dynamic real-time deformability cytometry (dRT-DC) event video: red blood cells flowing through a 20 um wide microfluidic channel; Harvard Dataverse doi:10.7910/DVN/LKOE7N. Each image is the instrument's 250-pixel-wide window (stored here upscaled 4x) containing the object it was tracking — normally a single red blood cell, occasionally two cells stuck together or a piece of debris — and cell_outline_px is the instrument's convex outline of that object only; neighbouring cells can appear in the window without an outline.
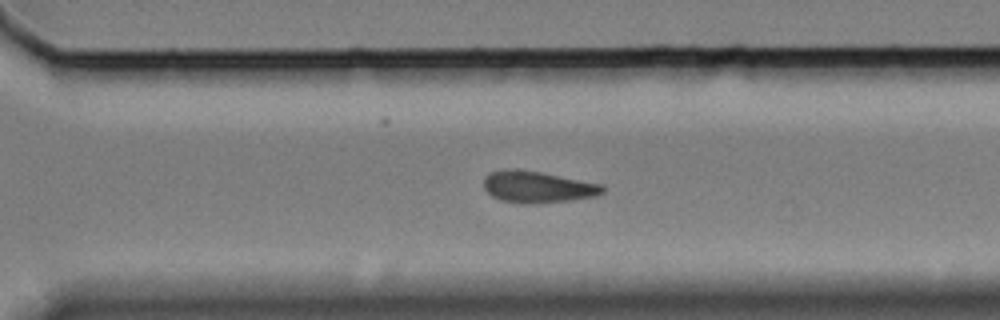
{"species": "Egyptian fruit bat (a non-hibernating species)", "species_latin": "Rousettus aegyptiacus", "temperature_condition": "cold", "stored_images_in_passage": 15, "segment_of_instrument_passage": [2, 2], "camera_frame_rate_fps": 3000, "um_per_image_px": 0.085, "animal": {"sex": "female"}, "frame": {"image": 1, "passage_image": 15, "time_ms": 18.0, "image_size_px": [1000, 320], "cell_outline_px": [[604, 192], [596, 196], [568, 200], [528, 204], [524, 204], [500, 200], [492, 196], [484, 188], [484, 176], [492, 172], [504, 168], [540, 172], [604, 184]], "centroid_in_image_um": [45.69, 15.89], "position_along_channel_um": 324.9, "area_um2": 21.79}}